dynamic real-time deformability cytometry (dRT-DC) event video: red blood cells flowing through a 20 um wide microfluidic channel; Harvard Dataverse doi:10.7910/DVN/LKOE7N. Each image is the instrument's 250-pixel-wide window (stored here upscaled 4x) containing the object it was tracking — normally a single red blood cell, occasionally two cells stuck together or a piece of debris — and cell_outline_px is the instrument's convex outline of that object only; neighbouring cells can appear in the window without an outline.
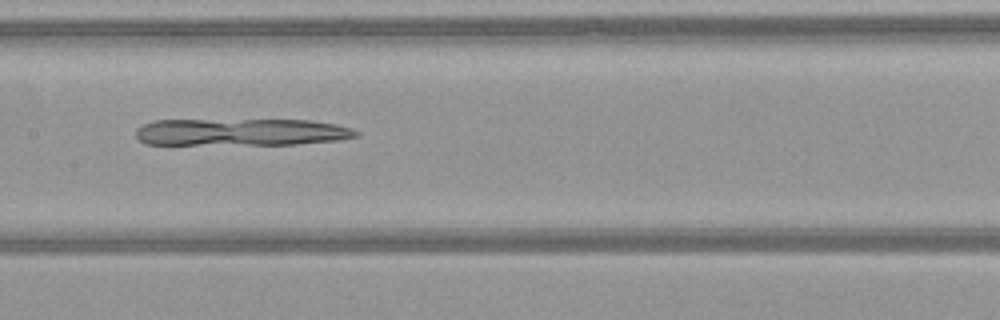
{"species": "common noctule bat (a hibernating species)", "species_latin": "Nyctalus noctula", "temperature_condition": "warm", "stored_images_in_passage": 38, "camera_frame_rate_fps": 3000, "um_per_image_px": 0.085, "animal": {"sex": "female", "body_mass_g": 21.9}, "frame": {"image": 1, "passage_image": 13, "time_ms": 4.0, "image_size_px": [1000, 320], "cell_outline_px": [[360, 136], [340, 140], [296, 144], [144, 144], [136, 136], [136, 128], [144, 124], [156, 120], [312, 120], [336, 124], [352, 128], [360, 132]], "centroid_in_image_um": [20.56, 11.23], "position_along_channel_um": 186.8, "area_um2": 34.97}}